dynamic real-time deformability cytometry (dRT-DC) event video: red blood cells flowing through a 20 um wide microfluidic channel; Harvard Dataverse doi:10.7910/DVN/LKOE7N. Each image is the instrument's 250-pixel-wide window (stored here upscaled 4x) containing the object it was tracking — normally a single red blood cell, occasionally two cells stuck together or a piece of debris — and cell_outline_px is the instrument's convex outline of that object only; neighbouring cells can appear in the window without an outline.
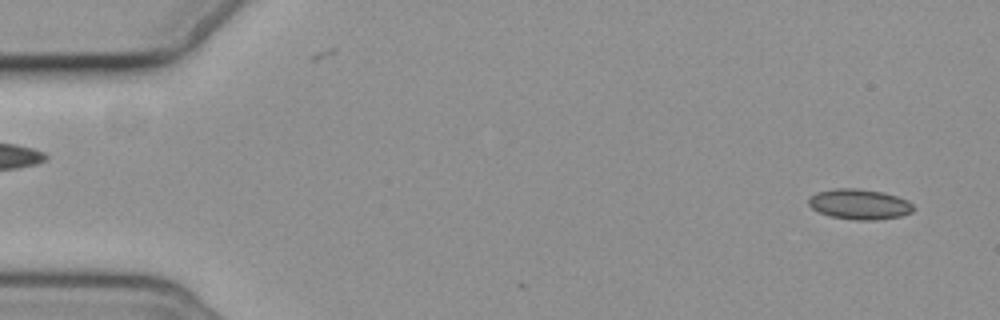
{"species": "common noctule bat (a hibernating species)", "species_latin": "Nyctalus noctula", "temperature_condition": "cold", "stored_images_in_passage": 5, "camera_frame_rate_fps": 3000, "um_per_image_px": 0.085, "animal": {"sex": "female", "body_mass_g": 19.3, "forearm_length_mm": 54.1}, "frame": {"image": 1, "passage_image": 5, "time_ms": 4.667, "image_size_px": [1000, 320], "cell_outline_px": [[912, 212], [900, 216], [872, 220], [856, 220], [832, 216], [820, 212], [812, 208], [808, 204], [808, 200], [816, 192], [832, 188], [860, 188], [884, 192], [908, 200], [912, 204]], "centroid_in_image_um": [73.04, 17.34], "position_along_channel_um": 12.0, "area_um2": 18.44}}